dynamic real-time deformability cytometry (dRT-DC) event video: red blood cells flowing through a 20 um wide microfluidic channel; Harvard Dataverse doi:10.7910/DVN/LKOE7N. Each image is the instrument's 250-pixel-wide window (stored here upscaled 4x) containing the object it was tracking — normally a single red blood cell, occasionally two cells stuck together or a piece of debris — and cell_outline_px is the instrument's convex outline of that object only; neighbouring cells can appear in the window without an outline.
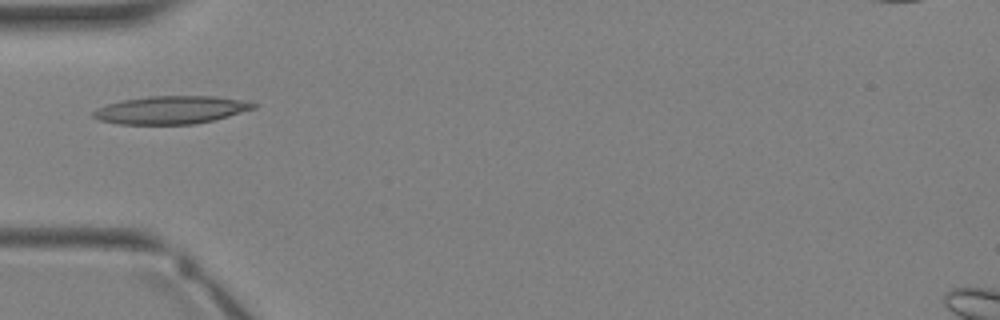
{"species": "Egyptian fruit bat (a non-hibernating species)", "species_latin": "Rousettus aegyptiacus", "temperature_condition": "warm", "stored_images_in_passage": 3, "camera_frame_rate_fps": 3000, "um_per_image_px": 0.085, "animal": {"sex": "female"}, "frame": {"image": 1, "passage_image": 3, "time_ms": 2.333, "image_size_px": [1000, 320], "cell_outline_px": [[260, 104], [256, 108], [228, 116], [196, 124], [116, 124], [100, 120], [92, 116], [92, 112], [96, 108], [108, 104], [124, 100], [148, 96], [212, 96], [248, 100]], "centroid_in_image_um": [14.58, 9.34], "position_along_channel_um": 70.4, "area_um2": 26.18}}